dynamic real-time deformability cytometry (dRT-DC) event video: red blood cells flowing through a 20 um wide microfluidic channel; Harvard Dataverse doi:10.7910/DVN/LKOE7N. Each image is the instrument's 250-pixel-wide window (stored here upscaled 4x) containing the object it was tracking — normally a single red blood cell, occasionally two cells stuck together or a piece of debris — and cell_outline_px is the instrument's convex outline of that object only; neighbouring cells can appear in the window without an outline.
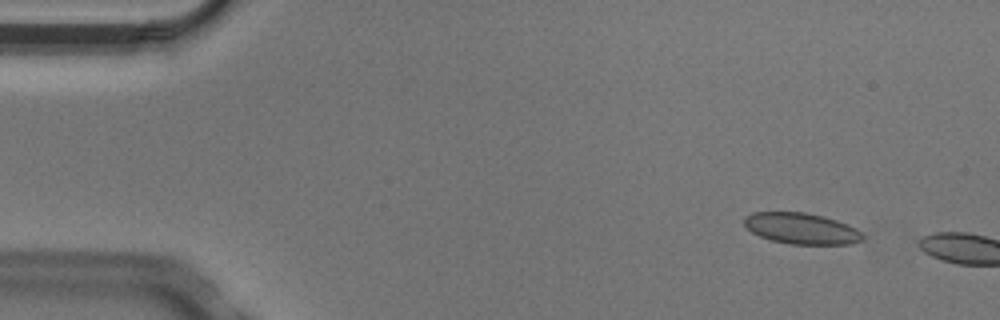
{"species": "Egyptian fruit bat (a non-hibernating species)", "species_latin": "Rousettus aegyptiacus", "temperature_condition": "cold", "stored_images_in_passage": 3, "camera_frame_rate_fps": 3000, "um_per_image_px": 0.085, "animal": {"sex": "male"}, "frame": {"image": 1, "passage_image": 2, "time_ms": 0.333, "image_size_px": [1000, 320], "cell_outline_px": [[864, 240], [852, 244], [788, 244], [772, 240], [760, 236], [752, 232], [744, 224], [744, 216], [752, 212], [804, 212], [824, 216], [848, 224], [856, 228], [864, 236]], "centroid_in_image_um": [68.14, 19.42], "position_along_channel_um": 16.9, "area_um2": 21.56}}